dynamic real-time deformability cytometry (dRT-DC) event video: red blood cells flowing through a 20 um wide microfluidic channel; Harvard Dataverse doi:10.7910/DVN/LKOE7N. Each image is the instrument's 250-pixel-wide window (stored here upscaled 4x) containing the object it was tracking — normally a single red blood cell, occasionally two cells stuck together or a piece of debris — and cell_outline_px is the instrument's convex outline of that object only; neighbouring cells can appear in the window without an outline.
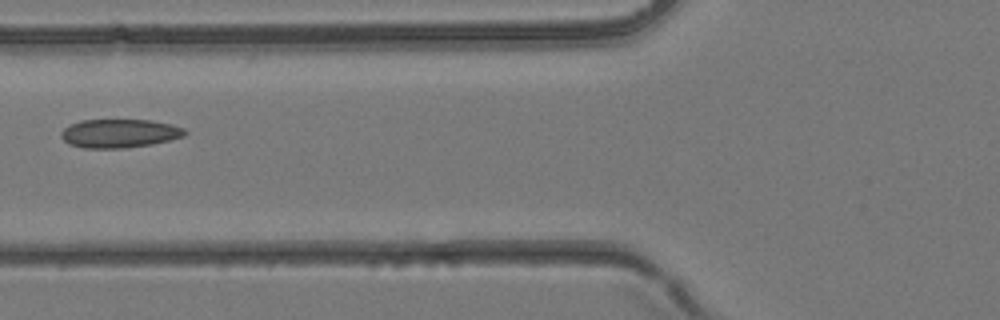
{"species": "common noctule bat (a hibernating species)", "species_latin": "Nyctalus noctula", "temperature_condition": "room temperature", "stored_images_in_passage": 2, "camera_frame_rate_fps": 3000, "um_per_image_px": 0.085, "animal": {"sex": "female", "body_mass_g": 24.6, "forearm_length_mm": 56.2}, "frame": {"image": 1, "passage_image": 2, "time_ms": 0.333, "image_size_px": [1000, 320], "cell_outline_px": [[188, 132], [184, 136], [152, 144], [124, 148], [84, 148], [68, 144], [60, 136], [60, 132], [68, 124], [80, 120], [152, 120], [172, 124], [184, 128]], "centroid_in_image_um": [10.13, 11.33], "position_along_channel_um": 115.7, "area_um2": 20.81}}